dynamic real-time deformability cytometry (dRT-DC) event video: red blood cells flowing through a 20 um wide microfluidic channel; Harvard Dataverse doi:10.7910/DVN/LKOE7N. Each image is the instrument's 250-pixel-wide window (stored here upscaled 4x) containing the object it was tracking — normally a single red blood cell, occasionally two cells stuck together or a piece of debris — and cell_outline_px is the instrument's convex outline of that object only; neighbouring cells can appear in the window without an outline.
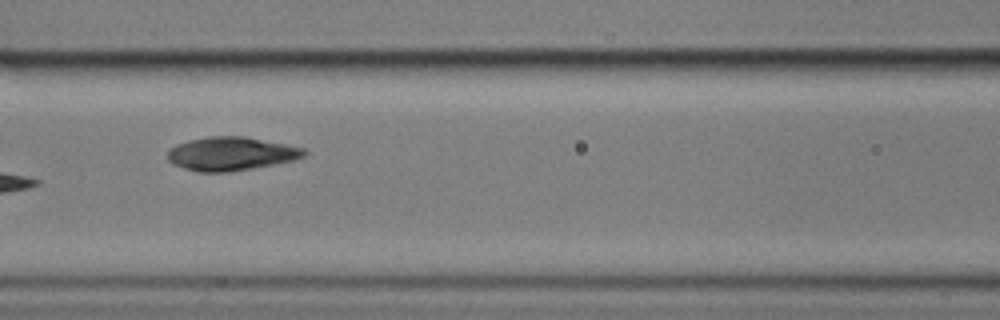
{"species": "common noctule bat (a hibernating species)", "species_latin": "Nyctalus noctula", "temperature_condition": "cold", "stored_images_in_passage": 16, "camera_frame_rate_fps": 3000, "um_per_image_px": 0.085, "animal": {"sex": "male", "body_mass_g": 17.9}, "frame": {"image": 1, "passage_image": 7, "time_ms": 8.333, "image_size_px": [1000, 320], "cell_outline_px": [[308, 152], [304, 156], [292, 160], [252, 168], [228, 172], [200, 172], [184, 168], [172, 164], [168, 160], [168, 152], [176, 144], [188, 140], [208, 136], [244, 136], [304, 148]], "centroid_in_image_um": [19.61, 13.06], "position_along_channel_um": 147.0, "area_um2": 26.47}}
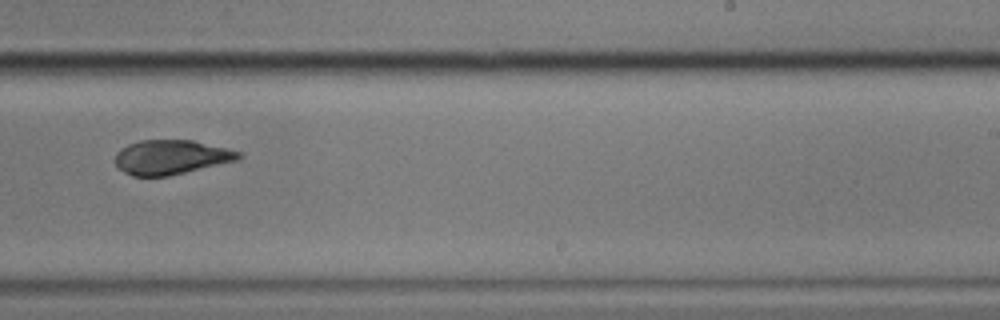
{"frame": {"image": 2, "passage_image": 10, "time_ms": 12.0, "image_size_px": [1000, 320], "cell_outline_px": [[244, 156], [240, 160], [168, 176], [132, 176], [124, 172], [112, 160], [116, 152], [120, 148], [128, 144], [140, 140], [192, 140], [228, 148], [240, 152]], "centroid_in_image_um": [14.54, 13.36], "position_along_channel_um": 274.5, "area_um2": 25.09}}
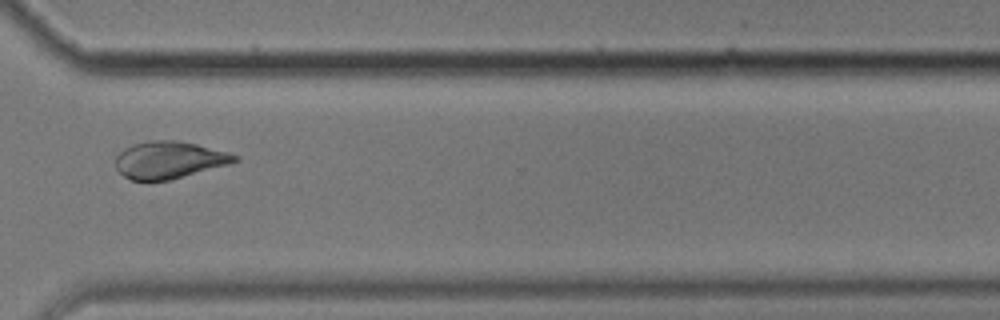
{"frame": {"image": 3, "passage_image": 12, "time_ms": 14.333, "image_size_px": [1000, 320], "cell_outline_px": [[240, 160], [228, 164], [168, 180], [132, 180], [124, 176], [116, 168], [116, 156], [124, 148], [132, 144], [148, 140], [176, 140], [196, 144], [228, 152], [240, 156]], "centroid_in_image_um": [14.36, 13.57], "position_along_channel_um": 356.2, "area_um2": 25.61}}